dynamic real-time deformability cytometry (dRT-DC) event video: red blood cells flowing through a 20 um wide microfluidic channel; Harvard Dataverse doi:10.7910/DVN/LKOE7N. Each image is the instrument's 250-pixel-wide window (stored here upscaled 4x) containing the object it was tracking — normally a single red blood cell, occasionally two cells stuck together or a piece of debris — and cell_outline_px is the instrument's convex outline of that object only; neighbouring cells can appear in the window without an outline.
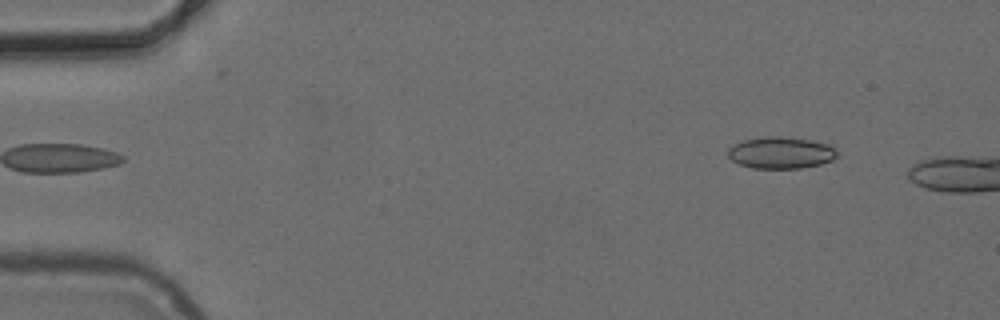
{"species": "common noctule bat (a hibernating species)", "species_latin": "Nyctalus noctula", "temperature_condition": "cold", "stored_images_in_passage": 4, "camera_frame_rate_fps": 3000, "um_per_image_px": 0.085, "animal": {"sex": "female", "body_mass_g": 24.6, "forearm_length_mm": 56.2}, "frame": {"image": 1, "passage_image": 4, "time_ms": 3.667, "image_size_px": [1000, 320], "cell_outline_px": [[836, 156], [832, 160], [820, 164], [800, 168], [752, 168], [740, 164], [732, 160], [728, 156], [728, 148], [744, 140], [768, 136], [776, 136], [812, 140], [828, 144], [836, 148]], "centroid_in_image_um": [66.38, 12.98], "position_along_channel_um": 18.6, "area_um2": 20.0}}